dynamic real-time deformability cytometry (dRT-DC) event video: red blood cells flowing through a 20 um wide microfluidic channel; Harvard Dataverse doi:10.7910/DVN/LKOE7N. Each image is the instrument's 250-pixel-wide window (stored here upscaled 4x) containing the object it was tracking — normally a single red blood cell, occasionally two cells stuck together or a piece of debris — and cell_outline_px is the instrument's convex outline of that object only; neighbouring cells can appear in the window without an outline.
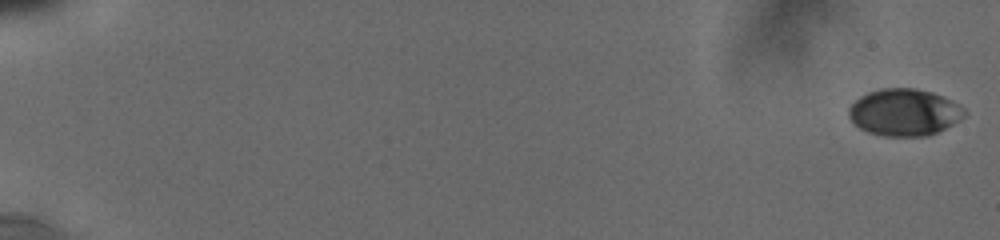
{"species": "human", "species_latin": "Homo sapiens", "temperature_condition": "cold", "stored_images_in_passage": 17, "camera_frame_rate_fps": 3000, "um_per_image_px": 0.085, "donor": {"sex": "male"}, "frame": {"image": 1, "passage_image": 1, "time_ms": 0.0, "image_size_px": [1000, 240], "cell_outline_px": [[964, 116], [960, 120], [928, 136], [884, 136], [868, 132], [860, 128], [848, 116], [848, 108], [860, 96], [868, 92], [880, 88], [916, 88], [932, 92], [964, 108]], "centroid_in_image_um": [76.82, 9.54], "position_along_channel_um": 8.2, "area_um2": 31.33}}
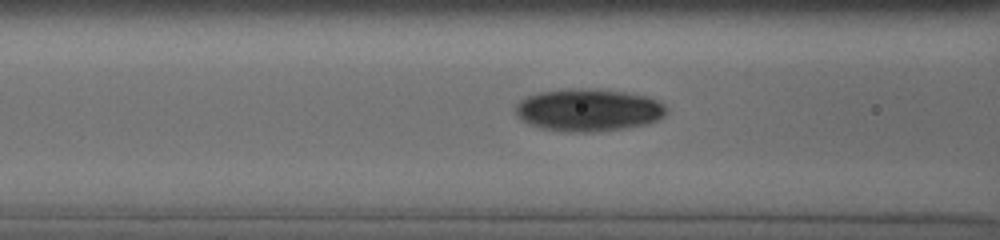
{"frame": {"image": 2, "passage_image": 15, "time_ms": 8.333, "image_size_px": [1000, 240], "cell_outline_px": [[668, 112], [664, 116], [648, 124], [624, 128], [596, 132], [560, 132], [540, 128], [528, 124], [520, 120], [516, 116], [516, 104], [524, 96], [540, 92], [564, 88], [580, 88], [620, 92], [644, 96], [656, 100], [664, 104], [668, 108]], "centroid_in_image_um": [49.96, 9.37], "position_along_channel_um": 116.6, "area_um2": 37.63}}
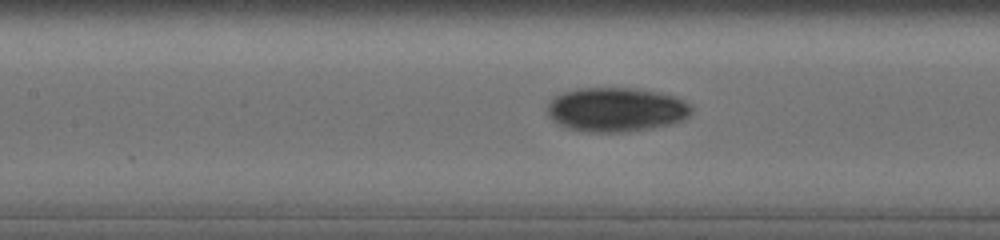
{"frame": {"image": 3, "passage_image": 17, "time_ms": 9.333, "image_size_px": [1000, 240], "cell_outline_px": [[692, 112], [688, 116], [680, 120], [668, 124], [628, 132], [584, 132], [564, 128], [552, 120], [548, 116], [548, 104], [552, 96], [576, 88], [632, 88], [656, 92], [672, 96], [688, 104], [692, 108]], "centroid_in_image_um": [52.28, 9.32], "position_along_channel_um": 155.1, "area_um2": 37.05}}